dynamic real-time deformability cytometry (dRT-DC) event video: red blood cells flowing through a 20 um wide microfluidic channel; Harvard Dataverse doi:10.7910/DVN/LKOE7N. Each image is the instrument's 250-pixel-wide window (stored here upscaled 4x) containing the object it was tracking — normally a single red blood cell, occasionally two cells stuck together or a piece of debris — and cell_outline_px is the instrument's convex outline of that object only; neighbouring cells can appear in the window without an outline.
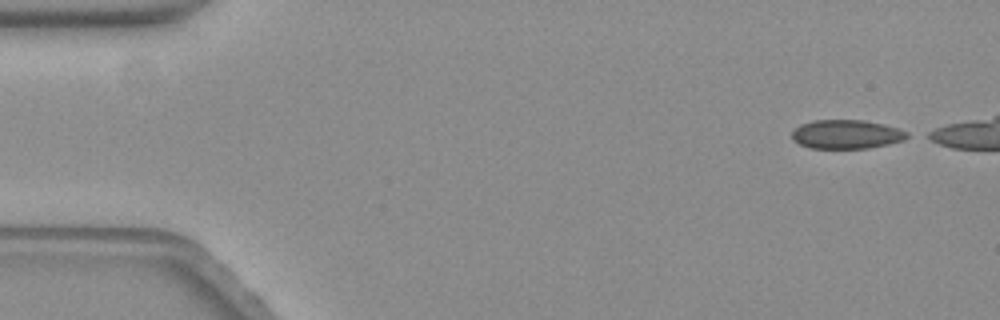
{"species": "common noctule bat (a hibernating species)", "species_latin": "Nyctalus noctula", "temperature_condition": "warm", "stored_images_in_passage": 48, "camera_frame_rate_fps": 3000, "um_per_image_px": 0.085, "animal": {"sex": "female", "body_mass_g": 19.3, "forearm_length_mm": 54.1}, "frame": {"image": 1, "passage_image": 1, "time_ms": 0.0, "image_size_px": [1000, 320], "cell_outline_px": [[912, 136], [904, 140], [888, 144], [868, 148], [812, 148], [800, 144], [792, 140], [792, 132], [800, 124], [812, 120], [864, 120], [884, 124], [908, 132]], "centroid_in_image_um": [71.96, 11.41], "position_along_channel_um": 13.0, "area_um2": 19.48}}
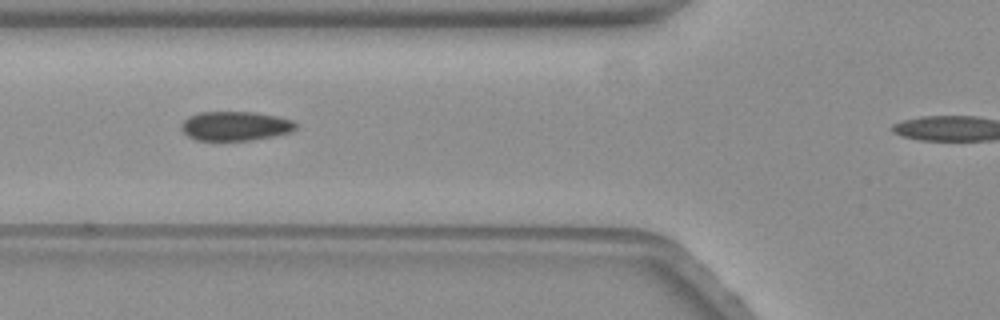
{"frame": {"image": 2, "passage_image": 19, "time_ms": 6.0, "image_size_px": [1000, 320], "cell_outline_px": [[296, 128], [292, 132], [252, 140], [196, 140], [188, 136], [180, 128], [180, 124], [188, 116], [200, 112], [252, 112], [276, 116], [292, 120], [296, 124]], "centroid_in_image_um": [19.98, 10.71], "position_along_channel_um": 105.8, "area_um2": 19.48}}
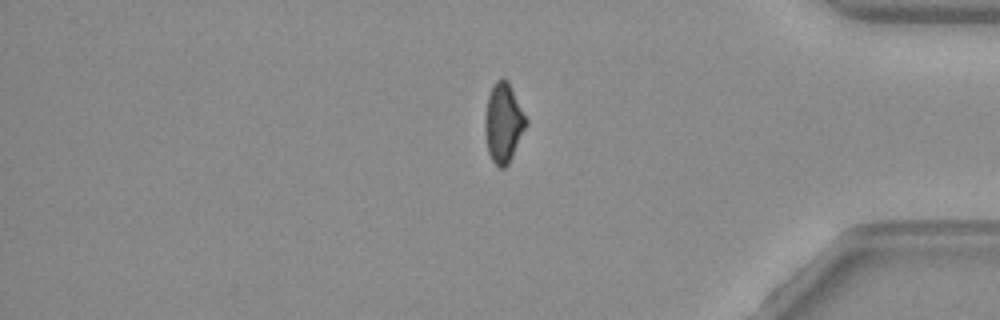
{"frame": {"image": 3, "passage_image": 46, "time_ms": 15.0, "image_size_px": [1000, 320], "cell_outline_px": [[528, 124], [508, 164], [504, 168], [500, 168], [492, 160], [488, 152], [484, 132], [484, 120], [488, 96], [496, 80], [500, 76], [508, 80], [528, 120]], "centroid_in_image_um": [42.79, 10.42], "position_along_channel_um": 392.4, "area_um2": 19.13}, "authors_computed_cell_mechanics": {"area_um2": 19.7098, "velocity_mm_per_s": 3.4931, "shape_relaxation_time_tau1_ms": 6.9612, "shape_relaxation_time_tau2_ms": 3.3008, "deformation_change_tau1": 0.1453, "deformation_change_tau2": 0.0514}}